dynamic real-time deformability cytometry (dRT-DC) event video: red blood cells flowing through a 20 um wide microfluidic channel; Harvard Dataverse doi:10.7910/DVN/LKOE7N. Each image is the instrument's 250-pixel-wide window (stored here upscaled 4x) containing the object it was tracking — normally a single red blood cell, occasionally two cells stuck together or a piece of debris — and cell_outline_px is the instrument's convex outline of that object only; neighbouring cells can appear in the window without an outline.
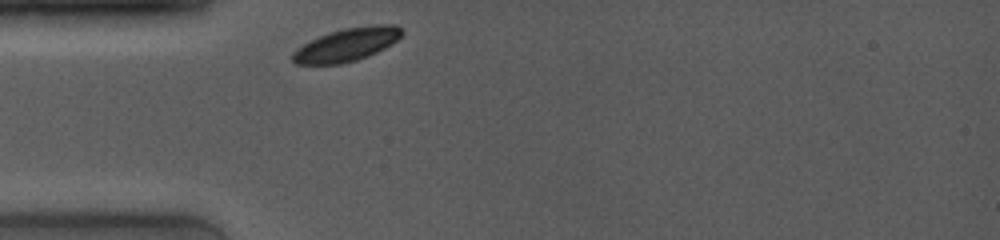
{"species": "common noctule bat (a hibernating species)", "species_latin": "Nyctalus noctula", "temperature_condition": "room temperature", "stored_images_in_passage": 11, "camera_frame_rate_fps": 4000, "um_per_image_px": 0.085, "animal": {"sex": "female", "body_mass_g": 19.0, "forearm_length_mm": 53.3}, "frame": {"image": 1, "passage_image": 1, "time_ms": 0.0, "image_size_px": [1000, 240], "cell_outline_px": [[404, 32], [392, 44], [368, 56], [356, 60], [340, 64], [296, 64], [292, 60], [292, 52], [296, 48], [320, 36], [344, 28], [380, 24], [396, 24]], "centroid_in_image_um": [29.49, 3.8], "position_along_channel_um": 55.5, "area_um2": 20.87}}
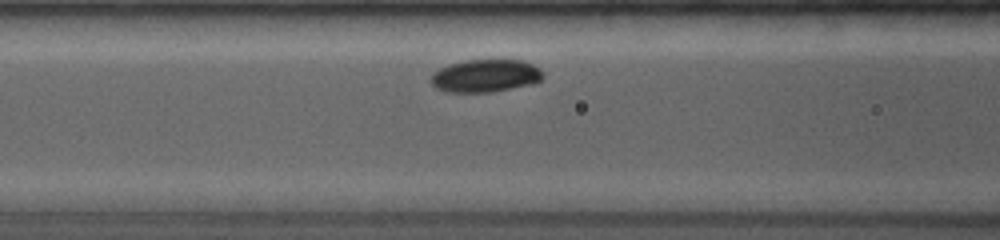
{"frame": {"image": 2, "passage_image": 4, "time_ms": 2.0, "image_size_px": [1000, 240], "cell_outline_px": [[544, 76], [540, 80], [532, 84], [492, 92], [448, 92], [436, 88], [428, 80], [432, 72], [448, 64], [464, 60], [524, 60], [540, 68]], "centroid_in_image_um": [41.23, 6.44], "position_along_channel_um": 125.4, "area_um2": 21.62}}